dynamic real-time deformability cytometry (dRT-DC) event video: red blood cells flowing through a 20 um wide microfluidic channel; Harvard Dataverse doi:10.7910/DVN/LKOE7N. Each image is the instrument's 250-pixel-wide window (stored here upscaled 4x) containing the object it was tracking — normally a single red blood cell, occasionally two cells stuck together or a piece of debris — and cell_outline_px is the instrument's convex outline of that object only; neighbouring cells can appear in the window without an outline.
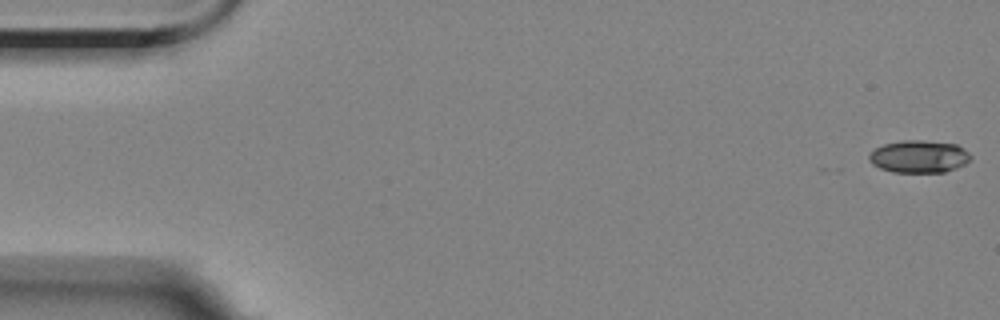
{"species": "Egyptian fruit bat (a non-hibernating species)", "species_latin": "Rousettus aegyptiacus", "temperature_condition": "room temperature", "stored_images_in_passage": 5, "camera_frame_rate_fps": 3000, "um_per_image_px": 0.085, "animal": {"sex": "female"}, "frame": {"image": 1, "passage_image": 1, "time_ms": 0.0, "image_size_px": [1000, 320], "cell_outline_px": [[972, 156], [964, 164], [956, 168], [944, 172], [892, 172], [880, 168], [872, 164], [868, 160], [868, 156], [876, 148], [884, 144], [900, 140], [924, 140], [956, 144], [964, 148]], "centroid_in_image_um": [78.1, 13.3], "position_along_channel_um": 6.9, "area_um2": 19.25}}
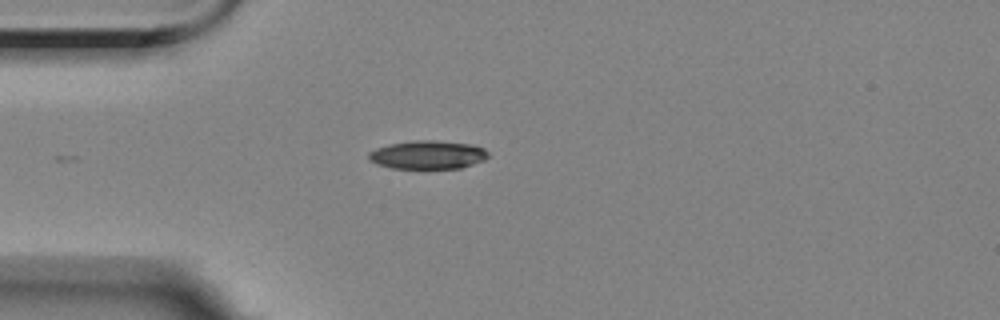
{"frame": {"image": 2, "passage_image": 5, "time_ms": 4.667, "image_size_px": [1000, 320], "cell_outline_px": [[488, 156], [484, 160], [460, 168], [392, 168], [376, 164], [368, 160], [368, 152], [376, 148], [388, 144], [416, 140], [436, 140], [472, 144], [484, 148], [488, 152]], "centroid_in_image_um": [36.34, 13.15], "position_along_channel_um": 48.7, "area_um2": 19.88}}